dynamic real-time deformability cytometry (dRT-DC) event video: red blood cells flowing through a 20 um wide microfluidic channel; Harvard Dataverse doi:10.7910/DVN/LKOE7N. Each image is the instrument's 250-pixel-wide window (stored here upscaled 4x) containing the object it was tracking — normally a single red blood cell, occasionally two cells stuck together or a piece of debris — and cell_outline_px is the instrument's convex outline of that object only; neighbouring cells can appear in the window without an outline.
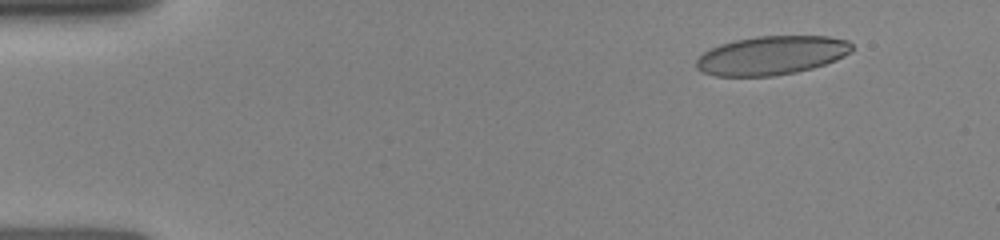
{"species": "human", "species_latin": "Homo sapiens", "temperature_condition": "room temperature", "stored_images_in_passage": 5, "camera_frame_rate_fps": 3000, "um_per_image_px": 0.085, "donor": {"sex": "female"}, "frame": {"image": 1, "passage_image": 1, "time_ms": 0.0, "image_size_px": [1000, 240], "cell_outline_px": [[852, 52], [836, 60], [812, 68], [796, 72], [772, 76], [716, 76], [704, 72], [696, 68], [696, 60], [704, 52], [720, 44], [736, 40], [756, 36], [828, 36], [848, 40], [852, 44]], "centroid_in_image_um": [65.6, 4.7], "position_along_channel_um": 19.4, "area_um2": 35.14}}
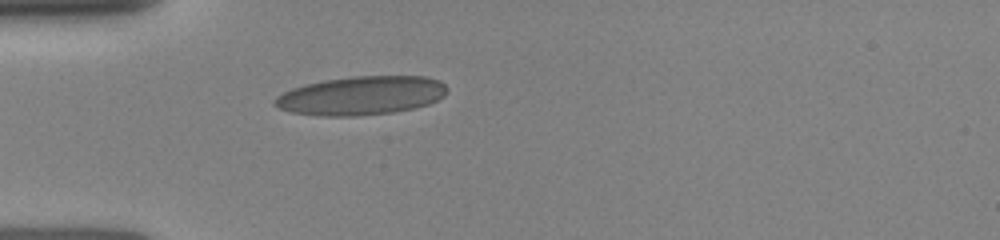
{"frame": {"image": 2, "passage_image": 5, "time_ms": 3.0, "image_size_px": [1000, 240], "cell_outline_px": [[448, 92], [444, 96], [428, 104], [416, 108], [392, 112], [356, 116], [316, 116], [292, 112], [280, 108], [272, 104], [272, 100], [276, 96], [292, 88], [304, 84], [324, 80], [352, 76], [424, 76], [440, 80], [448, 88]], "centroid_in_image_um": [30.7, 8.12], "position_along_channel_um": 54.3, "area_um2": 39.19}}